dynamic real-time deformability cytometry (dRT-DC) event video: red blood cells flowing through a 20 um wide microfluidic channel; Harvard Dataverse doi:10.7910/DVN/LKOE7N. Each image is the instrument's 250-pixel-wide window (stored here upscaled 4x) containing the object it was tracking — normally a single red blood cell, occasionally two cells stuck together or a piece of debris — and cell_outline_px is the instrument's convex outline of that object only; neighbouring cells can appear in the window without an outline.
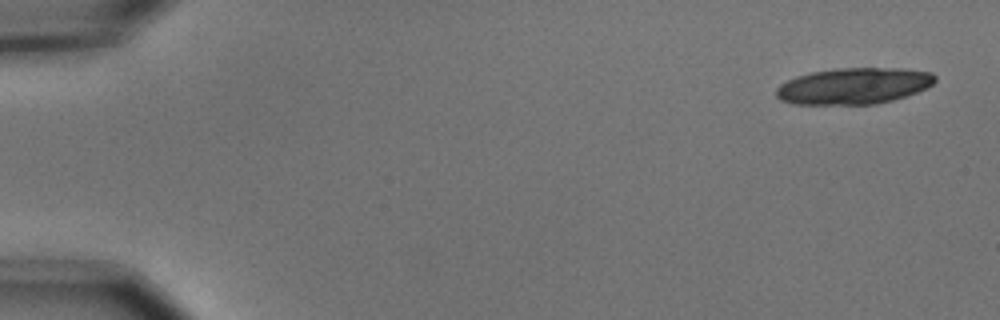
{"species": "common noctule bat (a hibernating species)", "species_latin": "Nyctalus noctula", "temperature_condition": "cold", "stored_images_in_passage": 5, "camera_frame_rate_fps": 3000, "um_per_image_px": 0.085, "animal": {"sex": "male", "body_mass_g": 15.6}, "frame": {"image": 1, "passage_image": 1, "time_ms": 0.0, "image_size_px": [1000, 320], "cell_outline_px": [[936, 80], [932, 84], [916, 92], [892, 100], [876, 104], [792, 104], [780, 100], [776, 96], [776, 88], [780, 84], [796, 76], [812, 72], [836, 68], [900, 68], [932, 72], [936, 76]], "centroid_in_image_um": [72.54, 7.3], "position_along_channel_um": 12.5, "area_um2": 33.58}}